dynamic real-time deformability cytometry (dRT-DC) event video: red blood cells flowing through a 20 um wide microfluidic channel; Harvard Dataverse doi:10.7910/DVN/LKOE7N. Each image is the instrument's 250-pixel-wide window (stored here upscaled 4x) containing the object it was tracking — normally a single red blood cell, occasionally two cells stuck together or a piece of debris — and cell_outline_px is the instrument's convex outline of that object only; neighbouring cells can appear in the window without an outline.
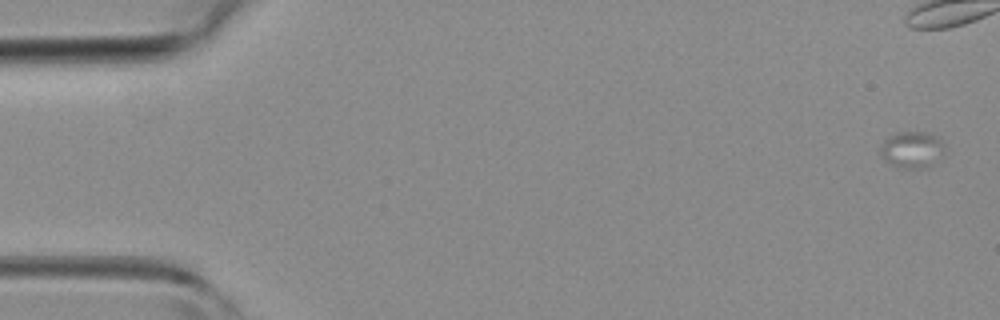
{"species": "common noctule bat (a hibernating species)", "species_latin": "Nyctalus noctula", "temperature_condition": "room temperature", "stored_images_in_passage": 4, "camera_frame_rate_fps": 3000, "um_per_image_px": 0.085, "animal": {"sex": "female", "body_mass_g": 19.3, "forearm_length_mm": 54.1}, "frame": {"image": 1, "passage_image": 1, "time_ms": 0.0, "image_size_px": [1000, 320], "cell_outline_px": [[944, 148], [928, 168], [896, 168], [884, 160], [880, 152], [880, 144], [884, 140], [896, 132], [924, 132], [940, 140], [944, 144]], "centroid_in_image_um": [77.43, 12.73], "position_along_channel_um": 7.6, "area_um2": 13.41}}